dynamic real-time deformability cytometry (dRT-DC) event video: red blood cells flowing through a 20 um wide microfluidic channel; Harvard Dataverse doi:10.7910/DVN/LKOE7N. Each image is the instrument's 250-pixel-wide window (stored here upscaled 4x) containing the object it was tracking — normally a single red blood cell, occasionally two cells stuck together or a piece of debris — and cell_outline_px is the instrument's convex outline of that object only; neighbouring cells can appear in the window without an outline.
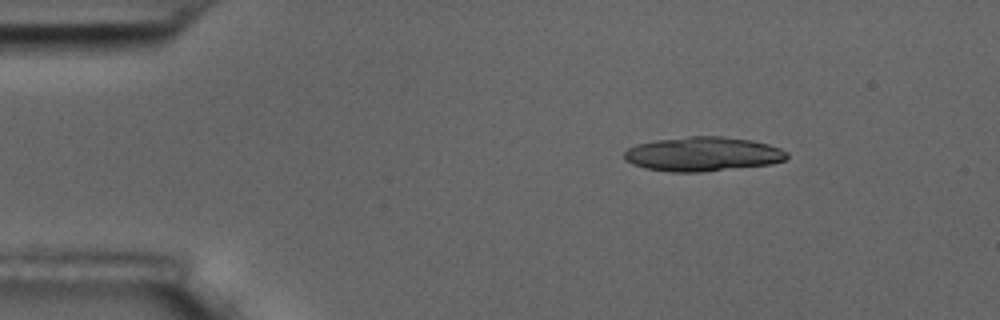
{"species": "common noctule bat (a hibernating species)", "species_latin": "Nyctalus noctula", "temperature_condition": "room temperature", "stored_images_in_passage": 24, "segment_of_instrument_passage": [1, 2], "camera_frame_rate_fps": 3000, "um_per_image_px": 0.085, "animal": {"sex": "male", "body_mass_g": 17.5, "forearm_length_mm": 52.3}, "frame": {"image": 1, "passage_image": 1, "time_ms": 0.0, "image_size_px": [1000, 320], "cell_outline_px": [[788, 156], [784, 160], [772, 164], [700, 172], [672, 172], [644, 168], [632, 164], [624, 160], [624, 152], [628, 148], [636, 144], [656, 140], [688, 136], [720, 136], [752, 140], [768, 144], [780, 148], [788, 152]], "centroid_in_image_um": [59.72, 13.09], "position_along_channel_um": 25.3, "area_um2": 32.66}}